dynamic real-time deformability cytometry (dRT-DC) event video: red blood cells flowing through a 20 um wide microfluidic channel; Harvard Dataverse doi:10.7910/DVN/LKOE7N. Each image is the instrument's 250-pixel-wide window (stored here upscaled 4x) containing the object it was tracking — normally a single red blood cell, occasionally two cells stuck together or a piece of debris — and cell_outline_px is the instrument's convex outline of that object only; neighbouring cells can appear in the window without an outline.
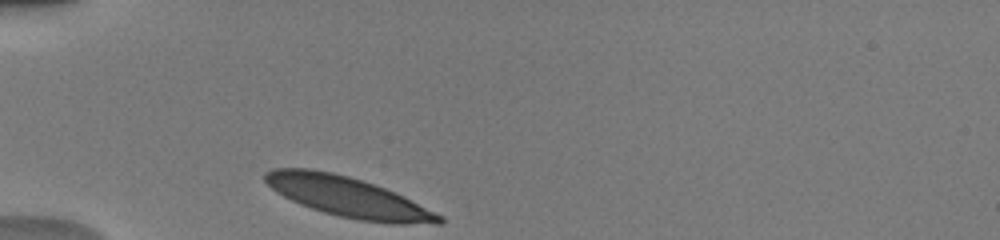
{"species": "human", "species_latin": "Homo sapiens", "temperature_condition": "warm", "stored_images_in_passage": 30, "camera_frame_rate_fps": 3000, "um_per_image_px": 0.085, "donor": {"sex": "male"}, "frame": {"image": 1, "passage_image": 1, "time_ms": 0.0, "image_size_px": [1000, 240], "cell_outline_px": [[444, 224], [392, 224], [360, 220], [340, 216], [324, 212], [300, 204], [276, 192], [264, 180], [264, 172], [272, 168], [308, 168], [332, 172], [348, 176], [396, 192], [444, 216]], "centroid_in_image_um": [29.61, 16.75], "position_along_channel_um": 55.4, "area_um2": 40.58}}
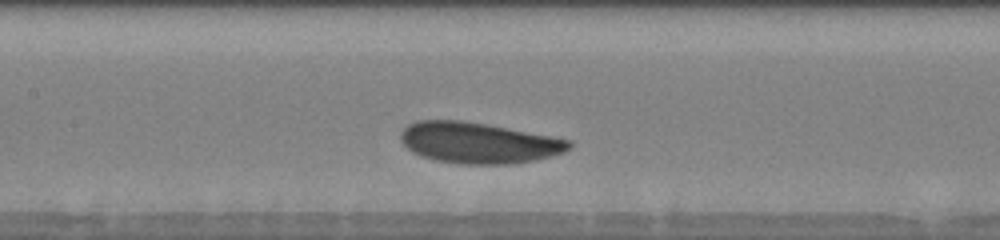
{"frame": {"image": 2, "passage_image": 11, "time_ms": 3.333, "image_size_px": [1000, 240], "cell_outline_px": [[572, 144], [564, 152], [536, 160], [512, 164], [460, 164], [436, 160], [412, 152], [400, 140], [400, 132], [408, 124], [416, 120], [460, 120], [484, 124], [552, 136], [572, 140]], "centroid_in_image_um": [40.66, 12.14], "position_along_channel_um": 166.7, "area_um2": 40.06}}
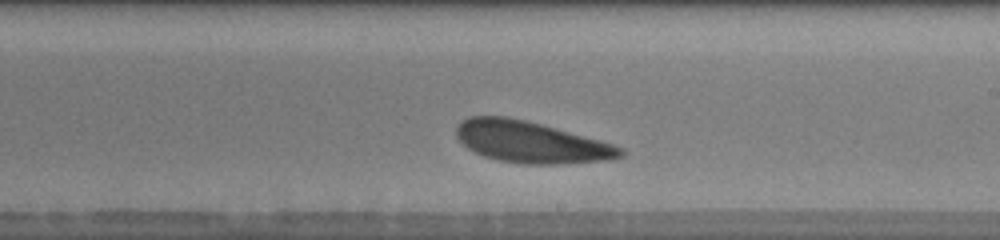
{"frame": {"image": 3, "passage_image": 17, "time_ms": 5.333, "image_size_px": [1000, 240], "cell_outline_px": [[624, 156], [608, 160], [560, 164], [520, 164], [496, 160], [484, 156], [468, 148], [456, 136], [456, 128], [468, 116], [504, 116], [524, 120], [540, 124], [600, 140], [612, 144], [620, 148], [624, 152]], "centroid_in_image_um": [45.12, 12.09], "position_along_channel_um": 243.9, "area_um2": 39.3}, "authors_computed_cell_mechanics": {"area_um2": 40.1132, "velocity_mm_per_s": 3.8687, "shape_relaxation_time_tau1_ms": 1.2718, "shape_relaxation_time_tau2_ms": null, "deformation_change_tau1": 0.0811, "deformation_change_tau2": null}}